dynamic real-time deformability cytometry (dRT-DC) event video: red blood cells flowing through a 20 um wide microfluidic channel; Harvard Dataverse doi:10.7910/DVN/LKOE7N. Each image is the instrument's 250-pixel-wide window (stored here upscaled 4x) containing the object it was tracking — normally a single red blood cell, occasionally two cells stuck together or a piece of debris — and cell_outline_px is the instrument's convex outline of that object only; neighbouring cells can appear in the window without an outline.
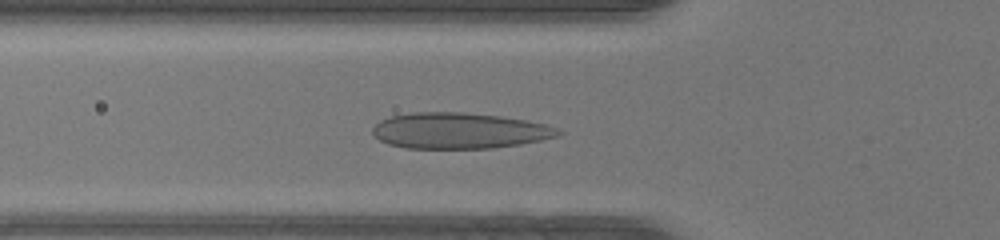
{"species": "human", "species_latin": "Homo sapiens", "temperature_condition": "warm", "stored_images_in_passage": 35, "camera_frame_rate_fps": 3000, "um_per_image_px": 0.085, "donor": {"sex": "female"}, "frame": {"image": 1, "passage_image": 8, "time_ms": 2.333, "image_size_px": [1000, 240], "cell_outline_px": [[564, 132], [556, 136], [540, 140], [520, 144], [492, 148], [404, 148], [388, 144], [380, 140], [372, 132], [372, 128], [380, 120], [392, 116], [412, 112], [460, 112], [500, 116], [524, 120], [544, 124], [560, 128]], "centroid_in_image_um": [39.03, 11.11], "position_along_channel_um": 86.8, "area_um2": 38.73}}
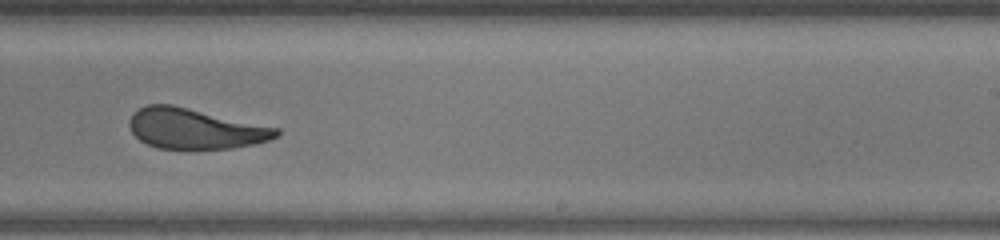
{"frame": {"image": 2, "passage_image": 21, "time_ms": 6.667, "image_size_px": [1000, 240], "cell_outline_px": [[280, 132], [276, 136], [268, 140], [256, 144], [232, 148], [156, 148], [140, 140], [132, 132], [128, 124], [128, 120], [132, 112], [148, 104], [172, 104], [280, 128]], "centroid_in_image_um": [16.56, 10.92], "position_along_channel_um": 272.4, "area_um2": 34.56}}
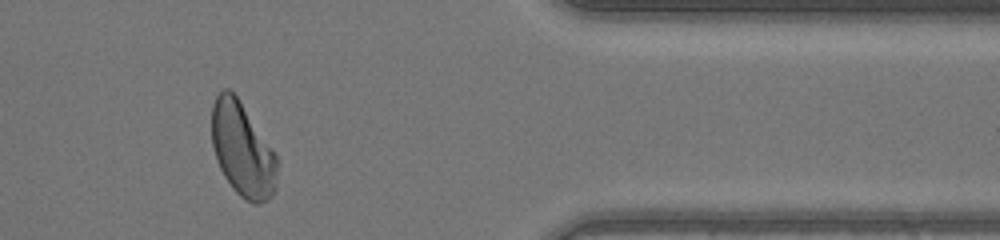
{"frame": {"image": 3, "passage_image": 31, "time_ms": 10.0, "image_size_px": [1000, 240], "cell_outline_px": [[276, 188], [268, 200], [256, 204], [252, 204], [240, 196], [232, 188], [224, 176], [216, 160], [212, 144], [212, 104], [216, 96], [224, 88], [228, 88], [236, 96], [276, 156]], "centroid_in_image_um": [20.57, 12.76], "position_along_channel_um": 390.8, "area_um2": 35.2}}